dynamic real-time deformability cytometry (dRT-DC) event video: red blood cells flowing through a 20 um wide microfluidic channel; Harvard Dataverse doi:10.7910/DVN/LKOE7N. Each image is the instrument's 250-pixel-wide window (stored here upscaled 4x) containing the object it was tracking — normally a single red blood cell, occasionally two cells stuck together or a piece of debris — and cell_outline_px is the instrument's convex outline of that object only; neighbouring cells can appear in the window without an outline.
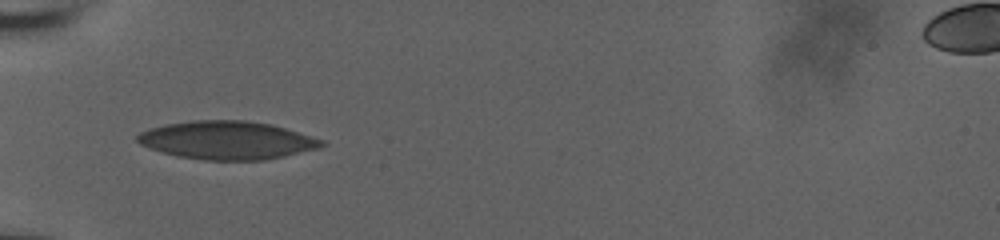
{"species": "human", "species_latin": "Homo sapiens", "temperature_condition": "room temperature", "stored_images_in_passage": 37, "camera_frame_rate_fps": 3000, "um_per_image_px": 0.085, "donor": {"sex": "male"}, "frame": {"image": 1, "passage_image": 1, "time_ms": 0.0, "image_size_px": [1000, 240], "cell_outline_px": [[328, 144], [316, 148], [284, 156], [264, 160], [204, 160], [176, 156], [140, 144], [136, 140], [136, 136], [140, 132], [164, 124], [192, 120], [244, 120], [272, 124], [324, 140]], "centroid_in_image_um": [19.3, 11.91], "position_along_channel_um": 65.7, "area_um2": 40.86}}
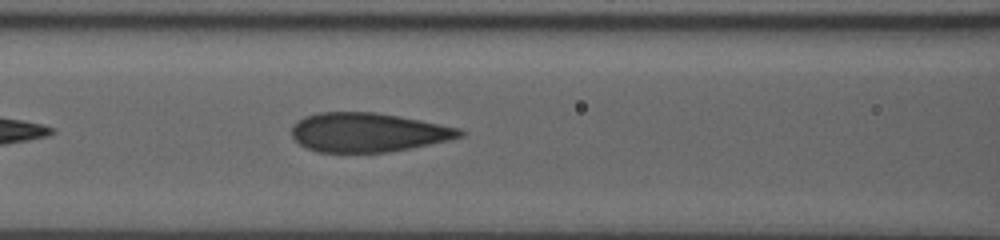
{"frame": {"image": 2, "passage_image": 7, "time_ms": 2.0, "image_size_px": [1000, 240], "cell_outline_px": [[464, 136], [448, 140], [388, 152], [316, 152], [300, 144], [292, 136], [292, 124], [296, 120], [304, 116], [316, 112], [376, 112], [420, 120], [460, 128], [464, 132]], "centroid_in_image_um": [31.23, 11.24], "position_along_channel_um": 135.4, "area_um2": 38.26}}
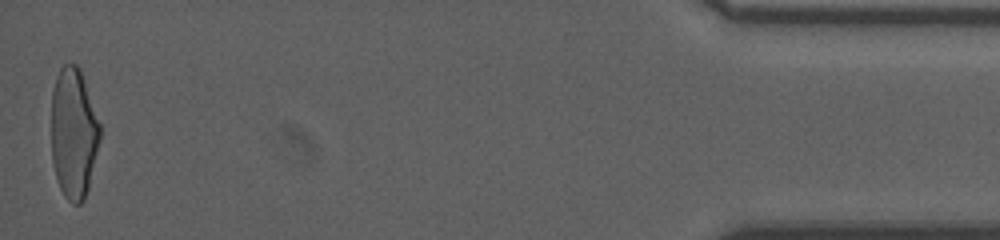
{"frame": {"image": 3, "passage_image": 37, "time_ms": 12.0, "image_size_px": [1000, 240], "cell_outline_px": [[100, 140], [88, 188], [84, 200], [80, 204], [72, 204], [64, 196], [60, 188], [56, 176], [52, 160], [52, 88], [56, 76], [60, 68], [64, 64], [76, 64], [80, 68], [100, 124]], "centroid_in_image_um": [6.25, 11.32], "position_along_channel_um": 428.9, "area_um2": 36.99}}